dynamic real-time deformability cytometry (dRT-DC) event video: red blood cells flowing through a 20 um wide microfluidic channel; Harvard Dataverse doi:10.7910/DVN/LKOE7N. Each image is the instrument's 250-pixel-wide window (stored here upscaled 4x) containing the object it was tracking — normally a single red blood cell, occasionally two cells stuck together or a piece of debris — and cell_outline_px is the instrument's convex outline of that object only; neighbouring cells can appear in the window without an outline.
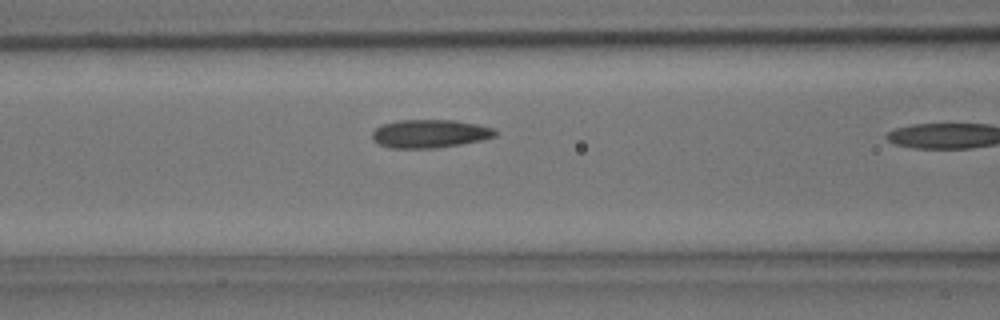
{"species": "common noctule bat (a hibernating species)", "species_latin": "Nyctalus noctula", "temperature_condition": "room temperature", "stored_images_in_passage": 10, "camera_frame_rate_fps": 3000, "um_per_image_px": 0.085, "animal": {"sex": "male", "body_mass_g": 15.6}, "frame": {"image": 1, "passage_image": 9, "time_ms": 2.667, "image_size_px": [1000, 320], "cell_outline_px": [[496, 136], [480, 140], [460, 144], [432, 148], [392, 148], [380, 144], [372, 140], [372, 132], [376, 128], [384, 124], [400, 120], [456, 120], [476, 124], [492, 128], [496, 132]], "centroid_in_image_um": [36.51, 11.36], "position_along_channel_um": 130.1, "area_um2": 20.0}}